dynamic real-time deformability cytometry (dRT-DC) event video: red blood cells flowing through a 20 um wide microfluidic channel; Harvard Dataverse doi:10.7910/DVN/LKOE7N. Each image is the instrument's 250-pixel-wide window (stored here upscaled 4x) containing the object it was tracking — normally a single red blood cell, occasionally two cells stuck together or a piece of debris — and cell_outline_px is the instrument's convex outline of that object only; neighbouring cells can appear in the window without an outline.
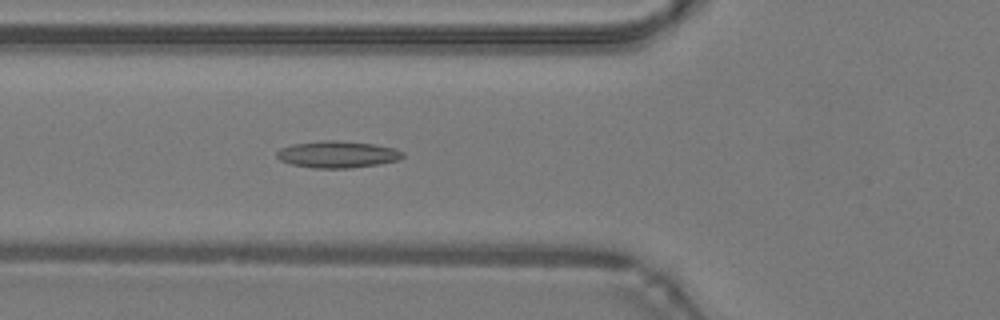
{"species": "common noctule bat (a hibernating species)", "species_latin": "Nyctalus noctula", "temperature_condition": "warm", "stored_images_in_passage": 29, "camera_frame_rate_fps": 3000, "um_per_image_px": 0.085, "animal": {"sex": "male", "body_mass_g": 19.2, "forearm_length_mm": 51.8}, "frame": {"image": 1, "passage_image": 6, "time_ms": 1.667, "image_size_px": [1000, 320], "cell_outline_px": [[404, 156], [400, 160], [380, 164], [348, 168], [312, 168], [292, 164], [280, 160], [276, 156], [276, 152], [280, 148], [292, 144], [324, 140], [336, 140], [372, 144], [396, 148], [404, 152]], "centroid_in_image_um": [28.7, 13.12], "position_along_channel_um": 97.1, "area_um2": 19.77}}
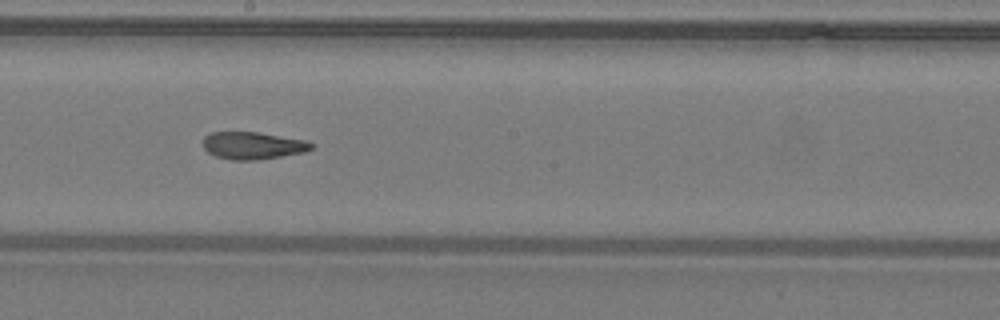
{"frame": {"image": 2, "passage_image": 15, "time_ms": 4.667, "image_size_px": [1000, 320], "cell_outline_px": [[312, 148], [304, 152], [256, 160], [232, 160], [216, 156], [208, 152], [204, 148], [204, 136], [212, 132], [256, 132], [304, 140], [312, 144]], "centroid_in_image_um": [21.45, 12.37], "position_along_channel_um": 226.8, "area_um2": 16.94}}
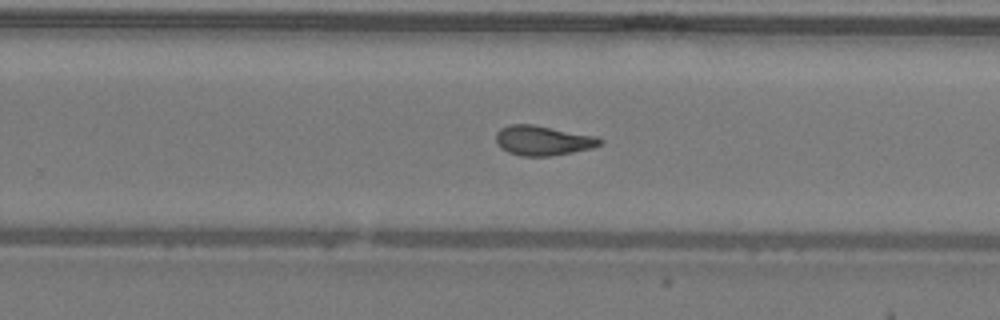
{"frame": {"image": 3, "passage_image": 19, "time_ms": 6.0, "image_size_px": [1000, 320], "cell_outline_px": [[604, 144], [592, 148], [552, 156], [520, 156], [508, 152], [500, 148], [496, 144], [496, 132], [500, 128], [508, 124], [532, 124], [600, 136], [604, 140]], "centroid_in_image_um": [46.18, 11.94], "position_along_channel_um": 283.6, "area_um2": 18.5}, "authors_computed_cell_mechanics": {"area_um2": 17.8024, "velocity_mm_per_s": 4.3059, "shape_relaxation_time_tau1_ms": null, "shape_relaxation_time_tau2_ms": 2.6355, "deformation_change_tau1": null, "deformation_change_tau2": 0.1127}}